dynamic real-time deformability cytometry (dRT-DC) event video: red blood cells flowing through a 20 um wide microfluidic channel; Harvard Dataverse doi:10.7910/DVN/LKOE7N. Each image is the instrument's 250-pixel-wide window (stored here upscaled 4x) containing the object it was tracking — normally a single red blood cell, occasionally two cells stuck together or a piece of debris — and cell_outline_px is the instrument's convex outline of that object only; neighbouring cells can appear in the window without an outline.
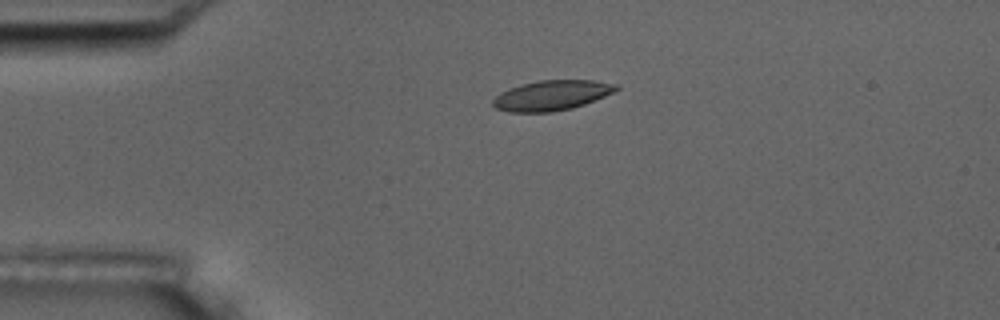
{"species": "common noctule bat (a hibernating species)", "species_latin": "Nyctalus noctula", "temperature_condition": "room temperature", "stored_images_in_passage": 5, "camera_frame_rate_fps": 3000, "um_per_image_px": 0.085, "animal": {"sex": "male", "body_mass_g": 17.5, "forearm_length_mm": 52.3}, "frame": {"image": 1, "passage_image": 4, "time_ms": 3.333, "image_size_px": [1000, 320], "cell_outline_px": [[620, 88], [604, 96], [584, 104], [572, 108], [552, 112], [508, 112], [496, 108], [492, 104], [492, 100], [500, 92], [524, 84], [540, 80], [592, 80], [616, 84]], "centroid_in_image_um": [46.88, 8.11], "position_along_channel_um": 38.1, "area_um2": 21.33}}